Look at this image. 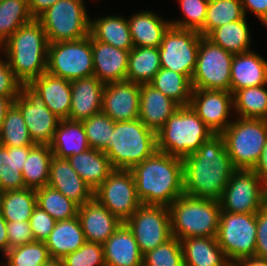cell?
I'll list each match as a JSON object with an SVG mask.
<instances>
[{
    "label": "cell",
    "instance_id": "obj_1",
    "mask_svg": "<svg viewBox=\"0 0 267 266\" xmlns=\"http://www.w3.org/2000/svg\"><path fill=\"white\" fill-rule=\"evenodd\" d=\"M235 170L223 137L215 134L197 151L183 158L184 194L220 201Z\"/></svg>",
    "mask_w": 267,
    "mask_h": 266
},
{
    "label": "cell",
    "instance_id": "obj_2",
    "mask_svg": "<svg viewBox=\"0 0 267 266\" xmlns=\"http://www.w3.org/2000/svg\"><path fill=\"white\" fill-rule=\"evenodd\" d=\"M133 173L139 200L144 205L169 207L184 194L183 159L156 151L135 165Z\"/></svg>",
    "mask_w": 267,
    "mask_h": 266
},
{
    "label": "cell",
    "instance_id": "obj_3",
    "mask_svg": "<svg viewBox=\"0 0 267 266\" xmlns=\"http://www.w3.org/2000/svg\"><path fill=\"white\" fill-rule=\"evenodd\" d=\"M48 44L41 23L34 18L1 45L5 59L22 84H29L47 72Z\"/></svg>",
    "mask_w": 267,
    "mask_h": 266
},
{
    "label": "cell",
    "instance_id": "obj_4",
    "mask_svg": "<svg viewBox=\"0 0 267 266\" xmlns=\"http://www.w3.org/2000/svg\"><path fill=\"white\" fill-rule=\"evenodd\" d=\"M157 151V133L139 119L115 122L104 153L113 169L131 170Z\"/></svg>",
    "mask_w": 267,
    "mask_h": 266
},
{
    "label": "cell",
    "instance_id": "obj_5",
    "mask_svg": "<svg viewBox=\"0 0 267 266\" xmlns=\"http://www.w3.org/2000/svg\"><path fill=\"white\" fill-rule=\"evenodd\" d=\"M213 135L190 105L180 106L157 132V150L183 159Z\"/></svg>",
    "mask_w": 267,
    "mask_h": 266
},
{
    "label": "cell",
    "instance_id": "obj_6",
    "mask_svg": "<svg viewBox=\"0 0 267 266\" xmlns=\"http://www.w3.org/2000/svg\"><path fill=\"white\" fill-rule=\"evenodd\" d=\"M168 209L171 234L178 240L217 236L221 212L219 201L183 194Z\"/></svg>",
    "mask_w": 267,
    "mask_h": 266
},
{
    "label": "cell",
    "instance_id": "obj_7",
    "mask_svg": "<svg viewBox=\"0 0 267 266\" xmlns=\"http://www.w3.org/2000/svg\"><path fill=\"white\" fill-rule=\"evenodd\" d=\"M220 135L233 167L252 170L267 140V120L237 117Z\"/></svg>",
    "mask_w": 267,
    "mask_h": 266
},
{
    "label": "cell",
    "instance_id": "obj_8",
    "mask_svg": "<svg viewBox=\"0 0 267 266\" xmlns=\"http://www.w3.org/2000/svg\"><path fill=\"white\" fill-rule=\"evenodd\" d=\"M84 0H59L36 19L48 43L73 41L90 35V17Z\"/></svg>",
    "mask_w": 267,
    "mask_h": 266
},
{
    "label": "cell",
    "instance_id": "obj_9",
    "mask_svg": "<svg viewBox=\"0 0 267 266\" xmlns=\"http://www.w3.org/2000/svg\"><path fill=\"white\" fill-rule=\"evenodd\" d=\"M47 72L69 81L92 77L94 75L92 36L49 43Z\"/></svg>",
    "mask_w": 267,
    "mask_h": 266
},
{
    "label": "cell",
    "instance_id": "obj_10",
    "mask_svg": "<svg viewBox=\"0 0 267 266\" xmlns=\"http://www.w3.org/2000/svg\"><path fill=\"white\" fill-rule=\"evenodd\" d=\"M256 232V213L220 212L216 238L232 264L239 259L255 256Z\"/></svg>",
    "mask_w": 267,
    "mask_h": 266
},
{
    "label": "cell",
    "instance_id": "obj_11",
    "mask_svg": "<svg viewBox=\"0 0 267 266\" xmlns=\"http://www.w3.org/2000/svg\"><path fill=\"white\" fill-rule=\"evenodd\" d=\"M233 56L207 37L201 36L196 68L191 79L192 89L230 92Z\"/></svg>",
    "mask_w": 267,
    "mask_h": 266
},
{
    "label": "cell",
    "instance_id": "obj_12",
    "mask_svg": "<svg viewBox=\"0 0 267 266\" xmlns=\"http://www.w3.org/2000/svg\"><path fill=\"white\" fill-rule=\"evenodd\" d=\"M201 36L197 31L170 25L158 47L161 68L181 73L191 81L196 68Z\"/></svg>",
    "mask_w": 267,
    "mask_h": 266
},
{
    "label": "cell",
    "instance_id": "obj_13",
    "mask_svg": "<svg viewBox=\"0 0 267 266\" xmlns=\"http://www.w3.org/2000/svg\"><path fill=\"white\" fill-rule=\"evenodd\" d=\"M219 202L221 211L257 213L267 203V188L252 170L236 169Z\"/></svg>",
    "mask_w": 267,
    "mask_h": 266
},
{
    "label": "cell",
    "instance_id": "obj_14",
    "mask_svg": "<svg viewBox=\"0 0 267 266\" xmlns=\"http://www.w3.org/2000/svg\"><path fill=\"white\" fill-rule=\"evenodd\" d=\"M124 223L132 231L142 255L172 237L167 206L142 204Z\"/></svg>",
    "mask_w": 267,
    "mask_h": 266
},
{
    "label": "cell",
    "instance_id": "obj_15",
    "mask_svg": "<svg viewBox=\"0 0 267 266\" xmlns=\"http://www.w3.org/2000/svg\"><path fill=\"white\" fill-rule=\"evenodd\" d=\"M94 198L122 222L142 205L131 170L114 169L94 191Z\"/></svg>",
    "mask_w": 267,
    "mask_h": 266
},
{
    "label": "cell",
    "instance_id": "obj_16",
    "mask_svg": "<svg viewBox=\"0 0 267 266\" xmlns=\"http://www.w3.org/2000/svg\"><path fill=\"white\" fill-rule=\"evenodd\" d=\"M14 104L21 111L34 144L50 145L61 119L46 107L40 95L28 84H22Z\"/></svg>",
    "mask_w": 267,
    "mask_h": 266
},
{
    "label": "cell",
    "instance_id": "obj_17",
    "mask_svg": "<svg viewBox=\"0 0 267 266\" xmlns=\"http://www.w3.org/2000/svg\"><path fill=\"white\" fill-rule=\"evenodd\" d=\"M189 105L214 134H221L231 123L228 120L230 111L233 110V94L231 92L192 89Z\"/></svg>",
    "mask_w": 267,
    "mask_h": 266
},
{
    "label": "cell",
    "instance_id": "obj_18",
    "mask_svg": "<svg viewBox=\"0 0 267 266\" xmlns=\"http://www.w3.org/2000/svg\"><path fill=\"white\" fill-rule=\"evenodd\" d=\"M140 84L124 80L106 83L102 112L114 122L139 119Z\"/></svg>",
    "mask_w": 267,
    "mask_h": 266
},
{
    "label": "cell",
    "instance_id": "obj_19",
    "mask_svg": "<svg viewBox=\"0 0 267 266\" xmlns=\"http://www.w3.org/2000/svg\"><path fill=\"white\" fill-rule=\"evenodd\" d=\"M85 240L104 244L123 223L94 197L78 207V215Z\"/></svg>",
    "mask_w": 267,
    "mask_h": 266
},
{
    "label": "cell",
    "instance_id": "obj_20",
    "mask_svg": "<svg viewBox=\"0 0 267 266\" xmlns=\"http://www.w3.org/2000/svg\"><path fill=\"white\" fill-rule=\"evenodd\" d=\"M71 82L69 120L82 122L102 112L105 84L95 76L74 79Z\"/></svg>",
    "mask_w": 267,
    "mask_h": 266
},
{
    "label": "cell",
    "instance_id": "obj_21",
    "mask_svg": "<svg viewBox=\"0 0 267 266\" xmlns=\"http://www.w3.org/2000/svg\"><path fill=\"white\" fill-rule=\"evenodd\" d=\"M48 186L81 206L94 197L93 189L72 168L67 159L51 158Z\"/></svg>",
    "mask_w": 267,
    "mask_h": 266
},
{
    "label": "cell",
    "instance_id": "obj_22",
    "mask_svg": "<svg viewBox=\"0 0 267 266\" xmlns=\"http://www.w3.org/2000/svg\"><path fill=\"white\" fill-rule=\"evenodd\" d=\"M94 75L104 84L124 81L127 77L129 51L118 49L92 37Z\"/></svg>",
    "mask_w": 267,
    "mask_h": 266
},
{
    "label": "cell",
    "instance_id": "obj_23",
    "mask_svg": "<svg viewBox=\"0 0 267 266\" xmlns=\"http://www.w3.org/2000/svg\"><path fill=\"white\" fill-rule=\"evenodd\" d=\"M179 107L150 84H140L139 120L147 128L157 133Z\"/></svg>",
    "mask_w": 267,
    "mask_h": 266
},
{
    "label": "cell",
    "instance_id": "obj_24",
    "mask_svg": "<svg viewBox=\"0 0 267 266\" xmlns=\"http://www.w3.org/2000/svg\"><path fill=\"white\" fill-rule=\"evenodd\" d=\"M60 119H68L71 108V82L45 72L28 84Z\"/></svg>",
    "mask_w": 267,
    "mask_h": 266
},
{
    "label": "cell",
    "instance_id": "obj_25",
    "mask_svg": "<svg viewBox=\"0 0 267 266\" xmlns=\"http://www.w3.org/2000/svg\"><path fill=\"white\" fill-rule=\"evenodd\" d=\"M106 266H143V255L132 231L123 222L103 244Z\"/></svg>",
    "mask_w": 267,
    "mask_h": 266
},
{
    "label": "cell",
    "instance_id": "obj_26",
    "mask_svg": "<svg viewBox=\"0 0 267 266\" xmlns=\"http://www.w3.org/2000/svg\"><path fill=\"white\" fill-rule=\"evenodd\" d=\"M267 85V60L253 51L235 54L231 63L230 92Z\"/></svg>",
    "mask_w": 267,
    "mask_h": 266
},
{
    "label": "cell",
    "instance_id": "obj_27",
    "mask_svg": "<svg viewBox=\"0 0 267 266\" xmlns=\"http://www.w3.org/2000/svg\"><path fill=\"white\" fill-rule=\"evenodd\" d=\"M180 242L184 266H232L216 237H189Z\"/></svg>",
    "mask_w": 267,
    "mask_h": 266
},
{
    "label": "cell",
    "instance_id": "obj_28",
    "mask_svg": "<svg viewBox=\"0 0 267 266\" xmlns=\"http://www.w3.org/2000/svg\"><path fill=\"white\" fill-rule=\"evenodd\" d=\"M67 161L84 182L95 191L114 170L104 151L89 148Z\"/></svg>",
    "mask_w": 267,
    "mask_h": 266
},
{
    "label": "cell",
    "instance_id": "obj_29",
    "mask_svg": "<svg viewBox=\"0 0 267 266\" xmlns=\"http://www.w3.org/2000/svg\"><path fill=\"white\" fill-rule=\"evenodd\" d=\"M44 242L51 258L62 260L78 250L86 242L79 217L56 221L53 231Z\"/></svg>",
    "mask_w": 267,
    "mask_h": 266
},
{
    "label": "cell",
    "instance_id": "obj_30",
    "mask_svg": "<svg viewBox=\"0 0 267 266\" xmlns=\"http://www.w3.org/2000/svg\"><path fill=\"white\" fill-rule=\"evenodd\" d=\"M127 21L134 47H159L170 26V21L148 10L132 15Z\"/></svg>",
    "mask_w": 267,
    "mask_h": 266
},
{
    "label": "cell",
    "instance_id": "obj_31",
    "mask_svg": "<svg viewBox=\"0 0 267 266\" xmlns=\"http://www.w3.org/2000/svg\"><path fill=\"white\" fill-rule=\"evenodd\" d=\"M53 156L67 159L88 150L89 144L82 122L61 119L50 144Z\"/></svg>",
    "mask_w": 267,
    "mask_h": 266
},
{
    "label": "cell",
    "instance_id": "obj_32",
    "mask_svg": "<svg viewBox=\"0 0 267 266\" xmlns=\"http://www.w3.org/2000/svg\"><path fill=\"white\" fill-rule=\"evenodd\" d=\"M33 147L0 145V193L25 189L22 171L29 151Z\"/></svg>",
    "mask_w": 267,
    "mask_h": 266
},
{
    "label": "cell",
    "instance_id": "obj_33",
    "mask_svg": "<svg viewBox=\"0 0 267 266\" xmlns=\"http://www.w3.org/2000/svg\"><path fill=\"white\" fill-rule=\"evenodd\" d=\"M90 35L118 49L130 51L134 47L128 21L123 16L90 19Z\"/></svg>",
    "mask_w": 267,
    "mask_h": 266
},
{
    "label": "cell",
    "instance_id": "obj_34",
    "mask_svg": "<svg viewBox=\"0 0 267 266\" xmlns=\"http://www.w3.org/2000/svg\"><path fill=\"white\" fill-rule=\"evenodd\" d=\"M161 69L158 47H133L129 51L126 80L149 84Z\"/></svg>",
    "mask_w": 267,
    "mask_h": 266
},
{
    "label": "cell",
    "instance_id": "obj_35",
    "mask_svg": "<svg viewBox=\"0 0 267 266\" xmlns=\"http://www.w3.org/2000/svg\"><path fill=\"white\" fill-rule=\"evenodd\" d=\"M247 24L246 17L227 23L214 29L207 38L234 55L251 51V35Z\"/></svg>",
    "mask_w": 267,
    "mask_h": 266
},
{
    "label": "cell",
    "instance_id": "obj_36",
    "mask_svg": "<svg viewBox=\"0 0 267 266\" xmlns=\"http://www.w3.org/2000/svg\"><path fill=\"white\" fill-rule=\"evenodd\" d=\"M36 206L35 189L25 188L0 193V212L6 222L29 221Z\"/></svg>",
    "mask_w": 267,
    "mask_h": 266
},
{
    "label": "cell",
    "instance_id": "obj_37",
    "mask_svg": "<svg viewBox=\"0 0 267 266\" xmlns=\"http://www.w3.org/2000/svg\"><path fill=\"white\" fill-rule=\"evenodd\" d=\"M52 157L50 145L36 144L29 151L22 171L25 188L36 190L48 184Z\"/></svg>",
    "mask_w": 267,
    "mask_h": 266
},
{
    "label": "cell",
    "instance_id": "obj_38",
    "mask_svg": "<svg viewBox=\"0 0 267 266\" xmlns=\"http://www.w3.org/2000/svg\"><path fill=\"white\" fill-rule=\"evenodd\" d=\"M266 85L247 87L233 94V110L240 118L267 120Z\"/></svg>",
    "mask_w": 267,
    "mask_h": 266
},
{
    "label": "cell",
    "instance_id": "obj_39",
    "mask_svg": "<svg viewBox=\"0 0 267 266\" xmlns=\"http://www.w3.org/2000/svg\"><path fill=\"white\" fill-rule=\"evenodd\" d=\"M149 84L180 106H188L190 104L191 81L181 73L161 68Z\"/></svg>",
    "mask_w": 267,
    "mask_h": 266
},
{
    "label": "cell",
    "instance_id": "obj_40",
    "mask_svg": "<svg viewBox=\"0 0 267 266\" xmlns=\"http://www.w3.org/2000/svg\"><path fill=\"white\" fill-rule=\"evenodd\" d=\"M245 17L241 0H209L205 23L199 33L207 37L214 29Z\"/></svg>",
    "mask_w": 267,
    "mask_h": 266
},
{
    "label": "cell",
    "instance_id": "obj_41",
    "mask_svg": "<svg viewBox=\"0 0 267 266\" xmlns=\"http://www.w3.org/2000/svg\"><path fill=\"white\" fill-rule=\"evenodd\" d=\"M33 19L27 0H0V49L12 34Z\"/></svg>",
    "mask_w": 267,
    "mask_h": 266
},
{
    "label": "cell",
    "instance_id": "obj_42",
    "mask_svg": "<svg viewBox=\"0 0 267 266\" xmlns=\"http://www.w3.org/2000/svg\"><path fill=\"white\" fill-rule=\"evenodd\" d=\"M37 206L56 221L69 220L78 215V205L58 190L46 185L36 189Z\"/></svg>",
    "mask_w": 267,
    "mask_h": 266
},
{
    "label": "cell",
    "instance_id": "obj_43",
    "mask_svg": "<svg viewBox=\"0 0 267 266\" xmlns=\"http://www.w3.org/2000/svg\"><path fill=\"white\" fill-rule=\"evenodd\" d=\"M0 145L4 147L35 146L32 141L24 117L19 108L13 103L7 110L1 131Z\"/></svg>",
    "mask_w": 267,
    "mask_h": 266
},
{
    "label": "cell",
    "instance_id": "obj_44",
    "mask_svg": "<svg viewBox=\"0 0 267 266\" xmlns=\"http://www.w3.org/2000/svg\"><path fill=\"white\" fill-rule=\"evenodd\" d=\"M4 256L7 261L5 266H41L51 258L43 241L10 248Z\"/></svg>",
    "mask_w": 267,
    "mask_h": 266
},
{
    "label": "cell",
    "instance_id": "obj_45",
    "mask_svg": "<svg viewBox=\"0 0 267 266\" xmlns=\"http://www.w3.org/2000/svg\"><path fill=\"white\" fill-rule=\"evenodd\" d=\"M90 148L104 151L111 139L115 122L103 112L82 121Z\"/></svg>",
    "mask_w": 267,
    "mask_h": 266
},
{
    "label": "cell",
    "instance_id": "obj_46",
    "mask_svg": "<svg viewBox=\"0 0 267 266\" xmlns=\"http://www.w3.org/2000/svg\"><path fill=\"white\" fill-rule=\"evenodd\" d=\"M143 266H184L181 242L171 237L143 255Z\"/></svg>",
    "mask_w": 267,
    "mask_h": 266
},
{
    "label": "cell",
    "instance_id": "obj_47",
    "mask_svg": "<svg viewBox=\"0 0 267 266\" xmlns=\"http://www.w3.org/2000/svg\"><path fill=\"white\" fill-rule=\"evenodd\" d=\"M185 16L181 20H170V25L180 29L199 32L205 23L209 0H178Z\"/></svg>",
    "mask_w": 267,
    "mask_h": 266
},
{
    "label": "cell",
    "instance_id": "obj_48",
    "mask_svg": "<svg viewBox=\"0 0 267 266\" xmlns=\"http://www.w3.org/2000/svg\"><path fill=\"white\" fill-rule=\"evenodd\" d=\"M63 266H106L103 245L85 242L78 250L62 259Z\"/></svg>",
    "mask_w": 267,
    "mask_h": 266
},
{
    "label": "cell",
    "instance_id": "obj_49",
    "mask_svg": "<svg viewBox=\"0 0 267 266\" xmlns=\"http://www.w3.org/2000/svg\"><path fill=\"white\" fill-rule=\"evenodd\" d=\"M35 241H45L54 229L56 220L36 206L29 220Z\"/></svg>",
    "mask_w": 267,
    "mask_h": 266
},
{
    "label": "cell",
    "instance_id": "obj_50",
    "mask_svg": "<svg viewBox=\"0 0 267 266\" xmlns=\"http://www.w3.org/2000/svg\"><path fill=\"white\" fill-rule=\"evenodd\" d=\"M22 83L15 77L8 60L0 58V95L16 98L21 91Z\"/></svg>",
    "mask_w": 267,
    "mask_h": 266
},
{
    "label": "cell",
    "instance_id": "obj_51",
    "mask_svg": "<svg viewBox=\"0 0 267 266\" xmlns=\"http://www.w3.org/2000/svg\"><path fill=\"white\" fill-rule=\"evenodd\" d=\"M9 249L35 241L29 221L7 222Z\"/></svg>",
    "mask_w": 267,
    "mask_h": 266
},
{
    "label": "cell",
    "instance_id": "obj_52",
    "mask_svg": "<svg viewBox=\"0 0 267 266\" xmlns=\"http://www.w3.org/2000/svg\"><path fill=\"white\" fill-rule=\"evenodd\" d=\"M256 251L255 256L267 259V203L256 213Z\"/></svg>",
    "mask_w": 267,
    "mask_h": 266
},
{
    "label": "cell",
    "instance_id": "obj_53",
    "mask_svg": "<svg viewBox=\"0 0 267 266\" xmlns=\"http://www.w3.org/2000/svg\"><path fill=\"white\" fill-rule=\"evenodd\" d=\"M241 2L245 16L249 9L267 27V0H241Z\"/></svg>",
    "mask_w": 267,
    "mask_h": 266
},
{
    "label": "cell",
    "instance_id": "obj_54",
    "mask_svg": "<svg viewBox=\"0 0 267 266\" xmlns=\"http://www.w3.org/2000/svg\"><path fill=\"white\" fill-rule=\"evenodd\" d=\"M252 171L259 177L262 184L267 188V140L261 152V156Z\"/></svg>",
    "mask_w": 267,
    "mask_h": 266
},
{
    "label": "cell",
    "instance_id": "obj_55",
    "mask_svg": "<svg viewBox=\"0 0 267 266\" xmlns=\"http://www.w3.org/2000/svg\"><path fill=\"white\" fill-rule=\"evenodd\" d=\"M27 1L31 15L34 18H37L41 13H43L46 9L50 8L59 0H27Z\"/></svg>",
    "mask_w": 267,
    "mask_h": 266
},
{
    "label": "cell",
    "instance_id": "obj_56",
    "mask_svg": "<svg viewBox=\"0 0 267 266\" xmlns=\"http://www.w3.org/2000/svg\"><path fill=\"white\" fill-rule=\"evenodd\" d=\"M7 222L0 212V251L3 252V256L9 250V242L7 236Z\"/></svg>",
    "mask_w": 267,
    "mask_h": 266
},
{
    "label": "cell",
    "instance_id": "obj_57",
    "mask_svg": "<svg viewBox=\"0 0 267 266\" xmlns=\"http://www.w3.org/2000/svg\"><path fill=\"white\" fill-rule=\"evenodd\" d=\"M232 266H267V259L256 256L246 257L235 261Z\"/></svg>",
    "mask_w": 267,
    "mask_h": 266
},
{
    "label": "cell",
    "instance_id": "obj_58",
    "mask_svg": "<svg viewBox=\"0 0 267 266\" xmlns=\"http://www.w3.org/2000/svg\"><path fill=\"white\" fill-rule=\"evenodd\" d=\"M16 98H8L6 96L0 95V131L1 127L7 113V110L12 106Z\"/></svg>",
    "mask_w": 267,
    "mask_h": 266
},
{
    "label": "cell",
    "instance_id": "obj_59",
    "mask_svg": "<svg viewBox=\"0 0 267 266\" xmlns=\"http://www.w3.org/2000/svg\"><path fill=\"white\" fill-rule=\"evenodd\" d=\"M41 266H63L61 259L50 258L47 262L43 263Z\"/></svg>",
    "mask_w": 267,
    "mask_h": 266
}]
</instances>
